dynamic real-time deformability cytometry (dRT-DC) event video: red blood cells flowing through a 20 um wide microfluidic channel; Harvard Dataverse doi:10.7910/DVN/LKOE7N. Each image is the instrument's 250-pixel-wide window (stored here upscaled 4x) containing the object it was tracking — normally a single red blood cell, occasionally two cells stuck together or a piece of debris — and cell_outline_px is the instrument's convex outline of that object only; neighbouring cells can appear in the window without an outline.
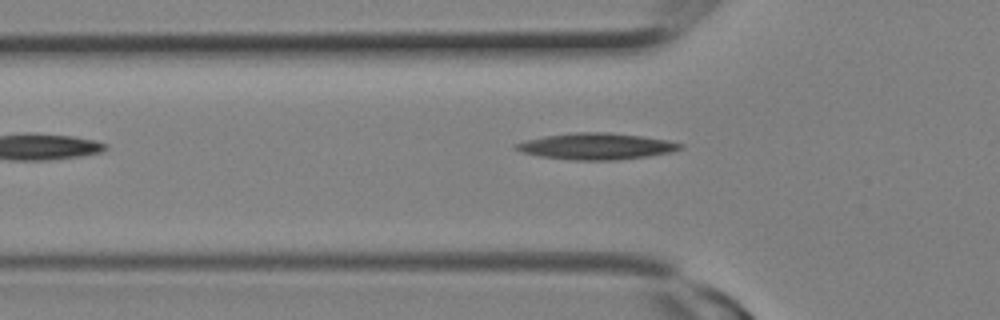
{"species": "Egyptian fruit bat (a non-hibernating species)", "species_latin": "Rousettus aegyptiacus", "temperature_condition": "room temperature", "stored_images_in_passage": 6, "camera_frame_rate_fps": 3000, "um_per_image_px": 0.085, "animal": {"sex": "female"}, "frame": {"image": 1, "passage_image": 6, "time_ms": 1.667, "image_size_px": [1000, 320], "cell_outline_px": [[684, 148], [672, 152], [648, 156], [616, 160], [572, 160], [540, 156], [524, 152], [512, 148], [512, 144], [528, 140], [548, 136], [572, 132], [608, 132], [640, 136], [668, 140], [684, 144]], "centroid_in_image_um": [50.72, 12.44], "position_along_channel_um": 75.1, "area_um2": 25.2}}